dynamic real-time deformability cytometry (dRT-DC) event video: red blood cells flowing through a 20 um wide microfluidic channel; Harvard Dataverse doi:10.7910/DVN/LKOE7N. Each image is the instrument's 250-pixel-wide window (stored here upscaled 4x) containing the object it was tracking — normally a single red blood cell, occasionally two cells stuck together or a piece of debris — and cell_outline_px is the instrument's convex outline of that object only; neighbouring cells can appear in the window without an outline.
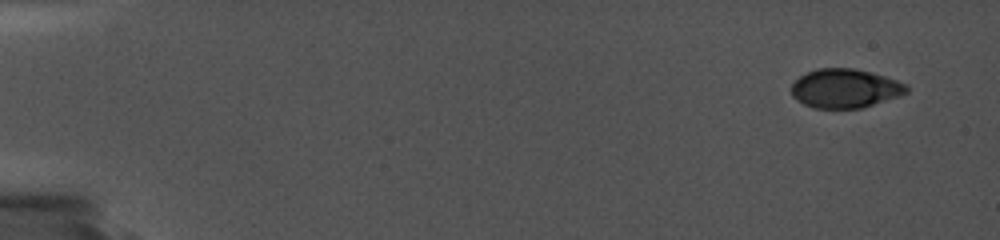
{"species": "common noctule bat (a hibernating species)", "species_latin": "Nyctalus noctula", "temperature_condition": "cold", "stored_images_in_passage": 12, "camera_frame_rate_fps": 5000, "um_per_image_px": 0.085, "animal": {"sex": "female", "body_mass_g": 19.0, "forearm_length_mm": 56.7}, "frame": {"image": 1, "passage_image": 1, "time_ms": 0.0, "image_size_px": [1000, 240], "cell_outline_px": [[908, 92], [900, 96], [864, 108], [812, 108], [796, 100], [792, 96], [792, 84], [800, 76], [816, 68], [856, 68], [884, 76], [908, 84]], "centroid_in_image_um": [71.85, 7.52], "position_along_channel_um": 13.2, "area_um2": 26.36}}
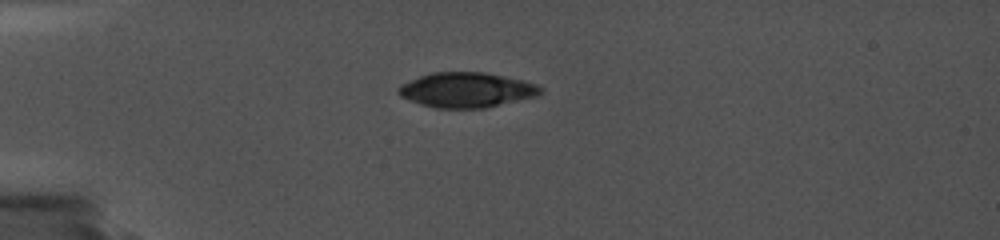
{"frame": {"image": 2, "passage_image": 10, "time_ms": 4.2, "image_size_px": [1000, 240], "cell_outline_px": [[544, 92], [536, 96], [484, 108], [436, 108], [420, 104], [408, 100], [400, 96], [396, 92], [396, 88], [400, 84], [420, 76], [432, 72], [484, 72], [504, 76], [536, 84], [544, 88]], "centroid_in_image_um": [39.62, 7.64], "position_along_channel_um": 45.4, "area_um2": 29.02}}